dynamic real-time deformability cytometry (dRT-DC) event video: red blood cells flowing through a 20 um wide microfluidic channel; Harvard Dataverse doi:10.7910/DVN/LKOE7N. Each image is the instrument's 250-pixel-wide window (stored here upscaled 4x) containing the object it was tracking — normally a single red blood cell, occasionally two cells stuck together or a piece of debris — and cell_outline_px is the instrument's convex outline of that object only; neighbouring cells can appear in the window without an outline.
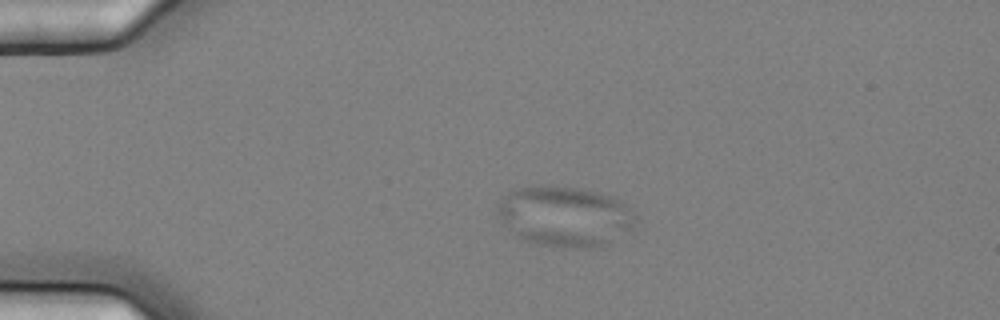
{"species": "common noctule bat (a hibernating species)", "species_latin": "Nyctalus noctula", "temperature_condition": "cold", "stored_images_in_passage": 11, "camera_frame_rate_fps": 3000, "um_per_image_px": 0.085, "animal": {"sex": "female", "body_mass_g": 25.1}, "frame": {"image": 1, "passage_image": 4, "time_ms": 1.0, "image_size_px": [1000, 320], "cell_outline_px": [[636, 216], [632, 228], [604, 248], [572, 248], [540, 244], [524, 240], [516, 236], [496, 212], [496, 208], [504, 196], [508, 192], [520, 188], [576, 188], [600, 192], [616, 196]], "centroid_in_image_um": [48.07, 18.43], "position_along_channel_um": 36.9, "area_um2": 47.92}}
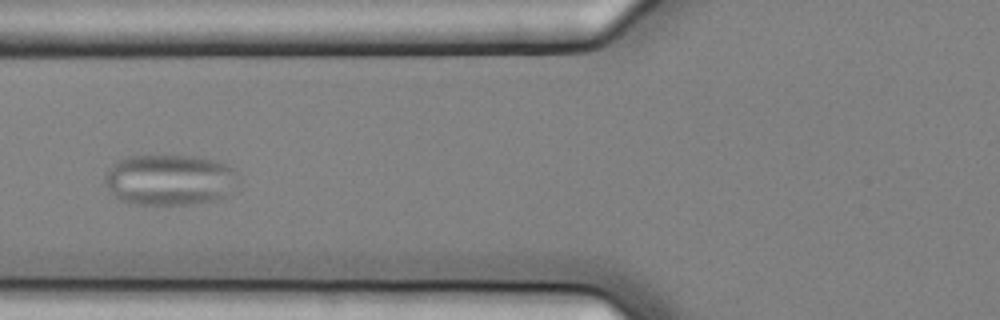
{"frame": {"image": 2, "passage_image": 7, "time_ms": 2.0, "image_size_px": [1000, 320], "cell_outline_px": [[240, 180], [224, 196], [216, 200], [192, 204], [136, 204], [120, 200], [108, 188], [104, 180], [104, 176], [112, 164], [116, 160], [124, 156], [204, 156], [228, 164], [232, 168]], "centroid_in_image_um": [14.43, 15.26], "position_along_channel_um": 111.4, "area_um2": 39.82}}